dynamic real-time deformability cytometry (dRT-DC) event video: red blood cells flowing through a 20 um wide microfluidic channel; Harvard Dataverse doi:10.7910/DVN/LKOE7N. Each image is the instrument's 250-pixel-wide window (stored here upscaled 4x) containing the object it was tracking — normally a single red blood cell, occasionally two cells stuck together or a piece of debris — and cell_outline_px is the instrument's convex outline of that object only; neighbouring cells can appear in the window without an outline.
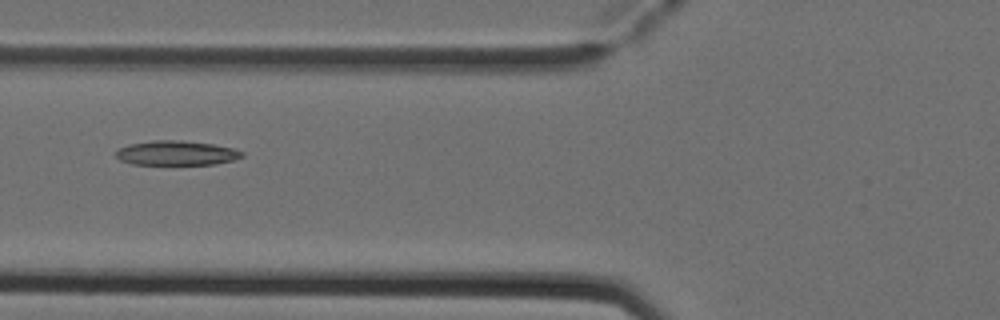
{"species": "Egyptian fruit bat (a non-hibernating species)", "species_latin": "Rousettus aegyptiacus", "temperature_condition": "cold", "stored_images_in_passage": 6, "camera_frame_rate_fps": 3000, "um_per_image_px": 0.085, "animal": {"sex": "female"}, "frame": {"image": 1, "passage_image": 5, "time_ms": 1.333, "image_size_px": [1000, 320], "cell_outline_px": [[244, 156], [232, 160], [216, 164], [132, 164], [120, 160], [116, 156], [116, 148], [128, 144], [152, 140], [180, 140], [212, 144], [232, 148], [244, 152]], "centroid_in_image_um": [14.96, 13.0], "position_along_channel_um": 110.8, "area_um2": 18.03}}
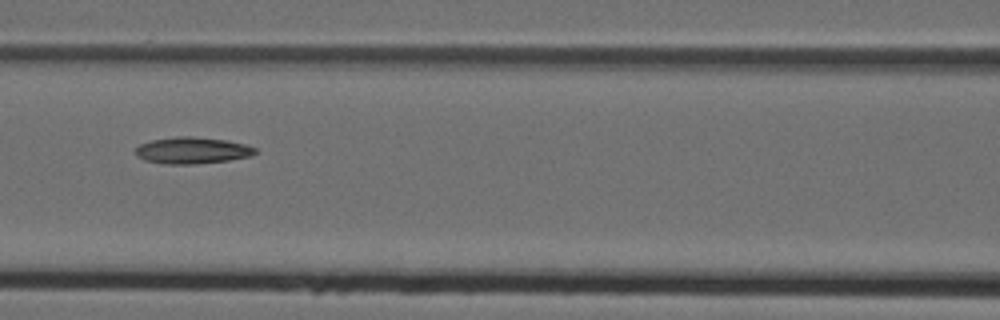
{"frame": {"image": 2, "passage_image": 6, "time_ms": 1.667, "image_size_px": [1000, 320], "cell_outline_px": [[256, 152], [248, 156], [228, 160], [192, 164], [164, 164], [144, 160], [136, 156], [136, 148], [140, 144], [152, 140], [176, 136], [192, 136], [228, 140], [244, 144], [256, 148]], "centroid_in_image_um": [16.3, 12.78], "position_along_channel_um": 150.3, "area_um2": 18.44}}